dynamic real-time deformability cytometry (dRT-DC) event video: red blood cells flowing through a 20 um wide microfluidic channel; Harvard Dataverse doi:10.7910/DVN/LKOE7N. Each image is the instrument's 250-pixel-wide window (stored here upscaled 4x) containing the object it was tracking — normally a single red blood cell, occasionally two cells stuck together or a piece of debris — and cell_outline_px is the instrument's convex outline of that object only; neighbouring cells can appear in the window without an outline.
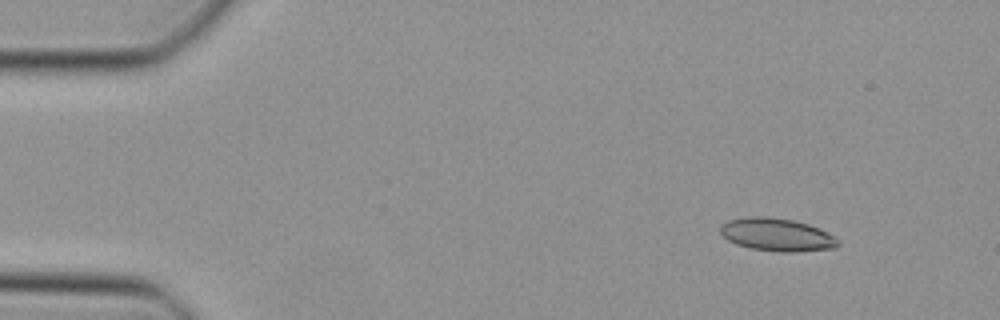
{"species": "Egyptian fruit bat (a non-hibernating species)", "species_latin": "Rousettus aegyptiacus", "temperature_condition": "cold", "stored_images_in_passage": 44, "camera_frame_rate_fps": 3000, "um_per_image_px": 0.085, "animal": {"sex": "female"}, "frame": {"image": 1, "passage_image": 2, "time_ms": 0.333, "image_size_px": [1000, 320], "cell_outline_px": [[840, 244], [836, 248], [792, 252], [780, 252], [752, 248], [736, 244], [728, 240], [720, 232], [720, 224], [728, 220], [748, 216], [764, 216], [792, 220], [808, 224], [820, 228], [840, 240]], "centroid_in_image_um": [66.04, 19.94], "position_along_channel_um": 19.0, "area_um2": 22.6}}
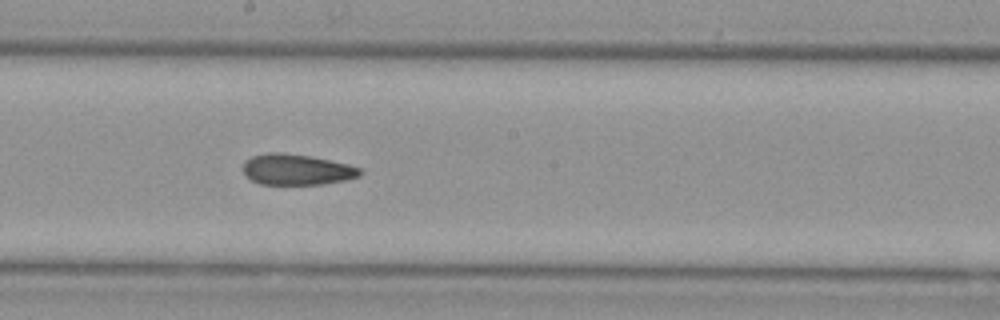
{"frame": {"image": 2, "passage_image": 23, "time_ms": 7.333, "image_size_px": [1000, 320], "cell_outline_px": [[364, 172], [360, 176], [344, 180], [324, 184], [260, 184], [252, 180], [244, 172], [244, 160], [252, 156], [268, 152], [276, 152], [312, 156], [348, 164], [360, 168]], "centroid_in_image_um": [25.24, 14.4], "position_along_channel_um": 223.0, "area_um2": 20.98}}
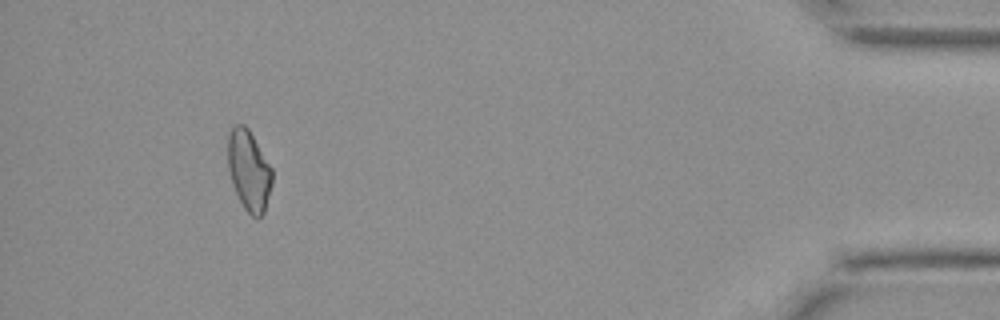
{"frame": {"image": 3, "passage_image": 41, "time_ms": 13.333, "image_size_px": [1000, 320], "cell_outline_px": [[272, 184], [264, 212], [256, 220], [244, 208], [232, 184], [228, 168], [228, 136], [232, 128], [236, 124], [244, 124], [248, 128], [272, 168]], "centroid_in_image_um": [21.16, 14.49], "position_along_channel_um": 414.0, "area_um2": 20.63}}